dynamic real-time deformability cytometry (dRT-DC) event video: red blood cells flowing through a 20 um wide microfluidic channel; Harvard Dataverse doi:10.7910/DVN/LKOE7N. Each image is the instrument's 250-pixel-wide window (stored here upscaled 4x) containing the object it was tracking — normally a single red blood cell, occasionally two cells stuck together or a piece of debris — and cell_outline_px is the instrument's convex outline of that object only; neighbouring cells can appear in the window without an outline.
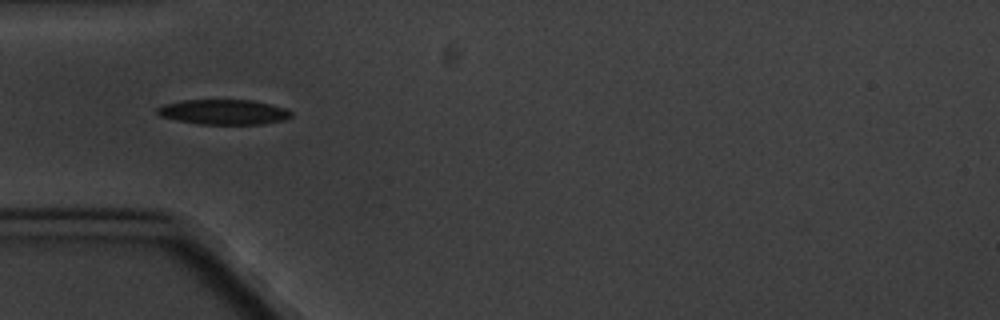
{"species": "common noctule bat (a hibernating species)", "species_latin": "Nyctalus noctula", "temperature_condition": "cold", "stored_images_in_passage": 7, "camera_frame_rate_fps": 3000, "um_per_image_px": 0.085, "animal": {"sex": "male", "body_mass_g": 20.1, "forearm_length_mm": 53.5}, "frame": {"image": 1, "passage_image": 6, "time_ms": 5.667, "image_size_px": [1000, 320], "cell_outline_px": [[292, 116], [284, 120], [264, 124], [200, 124], [176, 120], [160, 116], [156, 112], [156, 108], [164, 104], [184, 100], [252, 100], [288, 108], [292, 112]], "centroid_in_image_um": [19.04, 9.52], "position_along_channel_um": 66.0, "area_um2": 19.65}}